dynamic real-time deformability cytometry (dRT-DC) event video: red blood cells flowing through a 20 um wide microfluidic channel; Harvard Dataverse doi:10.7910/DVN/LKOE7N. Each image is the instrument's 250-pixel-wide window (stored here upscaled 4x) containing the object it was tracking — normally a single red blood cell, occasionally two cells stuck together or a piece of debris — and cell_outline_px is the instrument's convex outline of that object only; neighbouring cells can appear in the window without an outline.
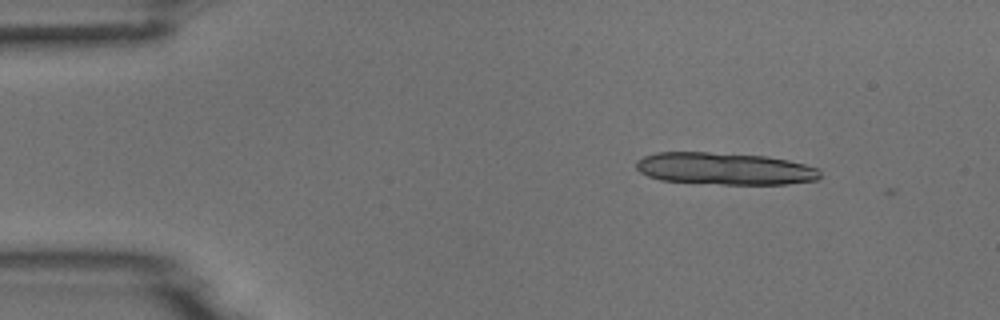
{"species": "common noctule bat (a hibernating species)", "species_latin": "Nyctalus noctula", "temperature_condition": "room temperature", "stored_images_in_passage": 3, "camera_frame_rate_fps": 3000, "um_per_image_px": 0.085, "animal": {"sex": "male", "body_mass_g": 18.8}, "frame": {"image": 1, "passage_image": 1, "time_ms": 0.0, "image_size_px": [1000, 320], "cell_outline_px": [[820, 176], [816, 180], [788, 184], [720, 184], [660, 180], [648, 176], [640, 172], [636, 168], [636, 160], [644, 156], [656, 152], [708, 152], [768, 156], [788, 160], [820, 168]], "centroid_in_image_um": [61.6, 14.33], "position_along_channel_um": 23.4, "area_um2": 34.56}}